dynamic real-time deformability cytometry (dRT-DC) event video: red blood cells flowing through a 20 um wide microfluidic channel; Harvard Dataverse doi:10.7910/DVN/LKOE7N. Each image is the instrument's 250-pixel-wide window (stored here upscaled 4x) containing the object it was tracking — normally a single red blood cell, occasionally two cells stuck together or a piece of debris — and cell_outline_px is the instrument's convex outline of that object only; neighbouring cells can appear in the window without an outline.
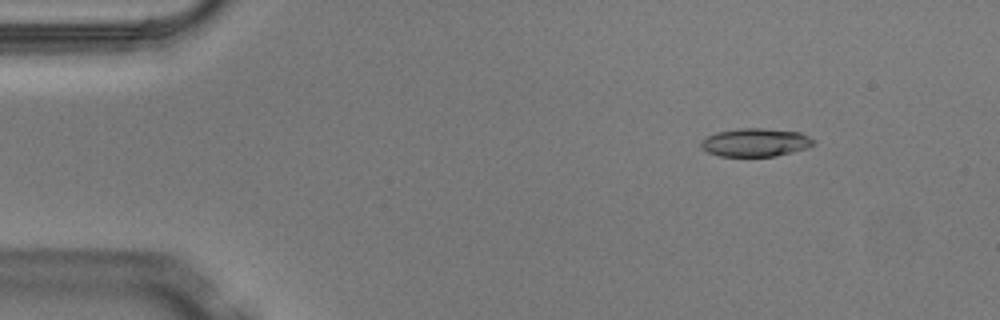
{"species": "Egyptian fruit bat (a non-hibernating species)", "species_latin": "Rousettus aegyptiacus", "temperature_condition": "warm", "stored_images_in_passage": 4, "camera_frame_rate_fps": 3000, "um_per_image_px": 0.085, "animal": {"sex": "male"}, "frame": {"image": 1, "passage_image": 2, "time_ms": 0.333, "image_size_px": [1000, 320], "cell_outline_px": [[816, 144], [808, 148], [776, 156], [720, 156], [708, 152], [700, 148], [700, 140], [716, 132], [740, 128], [764, 128], [800, 132], [816, 140]], "centroid_in_image_um": [64.23, 12.1], "position_along_channel_um": 20.8, "area_um2": 18.73}}